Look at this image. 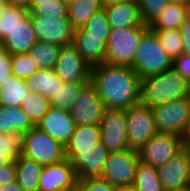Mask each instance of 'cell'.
<instances>
[{"mask_svg": "<svg viewBox=\"0 0 190 191\" xmlns=\"http://www.w3.org/2000/svg\"><path fill=\"white\" fill-rule=\"evenodd\" d=\"M90 83L106 109H128L140 103L141 79L128 66L100 64L91 67Z\"/></svg>", "mask_w": 190, "mask_h": 191, "instance_id": "cell-1", "label": "cell"}, {"mask_svg": "<svg viewBox=\"0 0 190 191\" xmlns=\"http://www.w3.org/2000/svg\"><path fill=\"white\" fill-rule=\"evenodd\" d=\"M190 96V84L173 67L141 80L140 103L154 108Z\"/></svg>", "mask_w": 190, "mask_h": 191, "instance_id": "cell-2", "label": "cell"}, {"mask_svg": "<svg viewBox=\"0 0 190 191\" xmlns=\"http://www.w3.org/2000/svg\"><path fill=\"white\" fill-rule=\"evenodd\" d=\"M173 67V59L161 46L156 33L149 28L140 40L131 68L141 80Z\"/></svg>", "mask_w": 190, "mask_h": 191, "instance_id": "cell-3", "label": "cell"}, {"mask_svg": "<svg viewBox=\"0 0 190 191\" xmlns=\"http://www.w3.org/2000/svg\"><path fill=\"white\" fill-rule=\"evenodd\" d=\"M147 29L146 24L143 27L111 29L107 41L105 63L131 67L142 35Z\"/></svg>", "mask_w": 190, "mask_h": 191, "instance_id": "cell-4", "label": "cell"}, {"mask_svg": "<svg viewBox=\"0 0 190 191\" xmlns=\"http://www.w3.org/2000/svg\"><path fill=\"white\" fill-rule=\"evenodd\" d=\"M157 133L181 138L190 132V96L152 108Z\"/></svg>", "mask_w": 190, "mask_h": 191, "instance_id": "cell-5", "label": "cell"}, {"mask_svg": "<svg viewBox=\"0 0 190 191\" xmlns=\"http://www.w3.org/2000/svg\"><path fill=\"white\" fill-rule=\"evenodd\" d=\"M23 157L43 166L66 159L65 146L34 126L23 134Z\"/></svg>", "mask_w": 190, "mask_h": 191, "instance_id": "cell-6", "label": "cell"}, {"mask_svg": "<svg viewBox=\"0 0 190 191\" xmlns=\"http://www.w3.org/2000/svg\"><path fill=\"white\" fill-rule=\"evenodd\" d=\"M139 162L137 150L110 152L100 178L115 188L132 187Z\"/></svg>", "mask_w": 190, "mask_h": 191, "instance_id": "cell-7", "label": "cell"}, {"mask_svg": "<svg viewBox=\"0 0 190 191\" xmlns=\"http://www.w3.org/2000/svg\"><path fill=\"white\" fill-rule=\"evenodd\" d=\"M183 150V138L156 133L138 150V154L142 163L158 168Z\"/></svg>", "mask_w": 190, "mask_h": 191, "instance_id": "cell-8", "label": "cell"}, {"mask_svg": "<svg viewBox=\"0 0 190 191\" xmlns=\"http://www.w3.org/2000/svg\"><path fill=\"white\" fill-rule=\"evenodd\" d=\"M129 149L139 150L156 133L153 110L141 103L126 109Z\"/></svg>", "mask_w": 190, "mask_h": 191, "instance_id": "cell-9", "label": "cell"}, {"mask_svg": "<svg viewBox=\"0 0 190 191\" xmlns=\"http://www.w3.org/2000/svg\"><path fill=\"white\" fill-rule=\"evenodd\" d=\"M30 18L38 41L61 47L73 44L74 29L67 16L30 15Z\"/></svg>", "mask_w": 190, "mask_h": 191, "instance_id": "cell-10", "label": "cell"}, {"mask_svg": "<svg viewBox=\"0 0 190 191\" xmlns=\"http://www.w3.org/2000/svg\"><path fill=\"white\" fill-rule=\"evenodd\" d=\"M101 142L109 152L127 149V118L124 109H106L100 121Z\"/></svg>", "mask_w": 190, "mask_h": 191, "instance_id": "cell-11", "label": "cell"}, {"mask_svg": "<svg viewBox=\"0 0 190 191\" xmlns=\"http://www.w3.org/2000/svg\"><path fill=\"white\" fill-rule=\"evenodd\" d=\"M109 154L110 152L100 141L90 148L74 152L68 161L74 167L77 180L100 178Z\"/></svg>", "mask_w": 190, "mask_h": 191, "instance_id": "cell-12", "label": "cell"}, {"mask_svg": "<svg viewBox=\"0 0 190 191\" xmlns=\"http://www.w3.org/2000/svg\"><path fill=\"white\" fill-rule=\"evenodd\" d=\"M106 107L89 82L80 92L70 114L76 126L100 125Z\"/></svg>", "mask_w": 190, "mask_h": 191, "instance_id": "cell-13", "label": "cell"}, {"mask_svg": "<svg viewBox=\"0 0 190 191\" xmlns=\"http://www.w3.org/2000/svg\"><path fill=\"white\" fill-rule=\"evenodd\" d=\"M158 178L165 191H177L190 183V158L183 150L174 158L157 168Z\"/></svg>", "mask_w": 190, "mask_h": 191, "instance_id": "cell-14", "label": "cell"}, {"mask_svg": "<svg viewBox=\"0 0 190 191\" xmlns=\"http://www.w3.org/2000/svg\"><path fill=\"white\" fill-rule=\"evenodd\" d=\"M54 71L63 82L90 81L91 67L73 45L61 48Z\"/></svg>", "mask_w": 190, "mask_h": 191, "instance_id": "cell-15", "label": "cell"}, {"mask_svg": "<svg viewBox=\"0 0 190 191\" xmlns=\"http://www.w3.org/2000/svg\"><path fill=\"white\" fill-rule=\"evenodd\" d=\"M74 167L65 159L43 167L38 191H68L77 186Z\"/></svg>", "mask_w": 190, "mask_h": 191, "instance_id": "cell-16", "label": "cell"}, {"mask_svg": "<svg viewBox=\"0 0 190 191\" xmlns=\"http://www.w3.org/2000/svg\"><path fill=\"white\" fill-rule=\"evenodd\" d=\"M35 126L64 146L69 142L76 127L70 111L52 106Z\"/></svg>", "mask_w": 190, "mask_h": 191, "instance_id": "cell-17", "label": "cell"}, {"mask_svg": "<svg viewBox=\"0 0 190 191\" xmlns=\"http://www.w3.org/2000/svg\"><path fill=\"white\" fill-rule=\"evenodd\" d=\"M108 37L87 36L83 28L74 30L73 46L90 65L104 64Z\"/></svg>", "mask_w": 190, "mask_h": 191, "instance_id": "cell-18", "label": "cell"}, {"mask_svg": "<svg viewBox=\"0 0 190 191\" xmlns=\"http://www.w3.org/2000/svg\"><path fill=\"white\" fill-rule=\"evenodd\" d=\"M103 8L107 14L111 29L143 27L145 25L142 22L136 0H127Z\"/></svg>", "mask_w": 190, "mask_h": 191, "instance_id": "cell-19", "label": "cell"}, {"mask_svg": "<svg viewBox=\"0 0 190 191\" xmlns=\"http://www.w3.org/2000/svg\"><path fill=\"white\" fill-rule=\"evenodd\" d=\"M38 41L33 29L30 15H28L12 32L3 40L4 49L10 54L28 53Z\"/></svg>", "mask_w": 190, "mask_h": 191, "instance_id": "cell-20", "label": "cell"}, {"mask_svg": "<svg viewBox=\"0 0 190 191\" xmlns=\"http://www.w3.org/2000/svg\"><path fill=\"white\" fill-rule=\"evenodd\" d=\"M188 10V4L168 3L148 25V28L150 30H181L186 22Z\"/></svg>", "mask_w": 190, "mask_h": 191, "instance_id": "cell-21", "label": "cell"}, {"mask_svg": "<svg viewBox=\"0 0 190 191\" xmlns=\"http://www.w3.org/2000/svg\"><path fill=\"white\" fill-rule=\"evenodd\" d=\"M35 125L27 114L19 107L0 106V134H25Z\"/></svg>", "mask_w": 190, "mask_h": 191, "instance_id": "cell-22", "label": "cell"}, {"mask_svg": "<svg viewBox=\"0 0 190 191\" xmlns=\"http://www.w3.org/2000/svg\"><path fill=\"white\" fill-rule=\"evenodd\" d=\"M26 82L31 92L39 93L49 101L64 83L54 69H39Z\"/></svg>", "mask_w": 190, "mask_h": 191, "instance_id": "cell-23", "label": "cell"}, {"mask_svg": "<svg viewBox=\"0 0 190 191\" xmlns=\"http://www.w3.org/2000/svg\"><path fill=\"white\" fill-rule=\"evenodd\" d=\"M30 93L27 82L11 74L0 84V106L19 107Z\"/></svg>", "mask_w": 190, "mask_h": 191, "instance_id": "cell-24", "label": "cell"}, {"mask_svg": "<svg viewBox=\"0 0 190 191\" xmlns=\"http://www.w3.org/2000/svg\"><path fill=\"white\" fill-rule=\"evenodd\" d=\"M100 141V125L76 126L69 142L65 145L66 159H68L74 152L79 151V149L90 148Z\"/></svg>", "mask_w": 190, "mask_h": 191, "instance_id": "cell-25", "label": "cell"}, {"mask_svg": "<svg viewBox=\"0 0 190 191\" xmlns=\"http://www.w3.org/2000/svg\"><path fill=\"white\" fill-rule=\"evenodd\" d=\"M43 167L22 155L16 159V181L24 191H38Z\"/></svg>", "mask_w": 190, "mask_h": 191, "instance_id": "cell-26", "label": "cell"}, {"mask_svg": "<svg viewBox=\"0 0 190 191\" xmlns=\"http://www.w3.org/2000/svg\"><path fill=\"white\" fill-rule=\"evenodd\" d=\"M103 9L101 0H74L67 9V17L74 30L83 28L88 20Z\"/></svg>", "mask_w": 190, "mask_h": 191, "instance_id": "cell-27", "label": "cell"}, {"mask_svg": "<svg viewBox=\"0 0 190 191\" xmlns=\"http://www.w3.org/2000/svg\"><path fill=\"white\" fill-rule=\"evenodd\" d=\"M61 48L62 47L57 44L37 41L28 53L36 62L40 70L54 69Z\"/></svg>", "mask_w": 190, "mask_h": 191, "instance_id": "cell-28", "label": "cell"}, {"mask_svg": "<svg viewBox=\"0 0 190 191\" xmlns=\"http://www.w3.org/2000/svg\"><path fill=\"white\" fill-rule=\"evenodd\" d=\"M89 82L90 81L64 82L63 85L59 87L56 95L50 100V105L55 108L70 111L76 98Z\"/></svg>", "mask_w": 190, "mask_h": 191, "instance_id": "cell-29", "label": "cell"}, {"mask_svg": "<svg viewBox=\"0 0 190 191\" xmlns=\"http://www.w3.org/2000/svg\"><path fill=\"white\" fill-rule=\"evenodd\" d=\"M132 187L136 191H165L158 178L157 168L141 161L138 164Z\"/></svg>", "mask_w": 190, "mask_h": 191, "instance_id": "cell-30", "label": "cell"}, {"mask_svg": "<svg viewBox=\"0 0 190 191\" xmlns=\"http://www.w3.org/2000/svg\"><path fill=\"white\" fill-rule=\"evenodd\" d=\"M23 152V134H0V167L16 160Z\"/></svg>", "mask_w": 190, "mask_h": 191, "instance_id": "cell-31", "label": "cell"}, {"mask_svg": "<svg viewBox=\"0 0 190 191\" xmlns=\"http://www.w3.org/2000/svg\"><path fill=\"white\" fill-rule=\"evenodd\" d=\"M51 107L50 101L39 93L31 92L24 99L21 108L29 119L36 125Z\"/></svg>", "mask_w": 190, "mask_h": 191, "instance_id": "cell-32", "label": "cell"}, {"mask_svg": "<svg viewBox=\"0 0 190 191\" xmlns=\"http://www.w3.org/2000/svg\"><path fill=\"white\" fill-rule=\"evenodd\" d=\"M28 15L29 11L23 7L7 5L0 15V39L4 40Z\"/></svg>", "mask_w": 190, "mask_h": 191, "instance_id": "cell-33", "label": "cell"}, {"mask_svg": "<svg viewBox=\"0 0 190 191\" xmlns=\"http://www.w3.org/2000/svg\"><path fill=\"white\" fill-rule=\"evenodd\" d=\"M156 33L161 46L172 58H177L183 53V39L181 30H152Z\"/></svg>", "mask_w": 190, "mask_h": 191, "instance_id": "cell-34", "label": "cell"}, {"mask_svg": "<svg viewBox=\"0 0 190 191\" xmlns=\"http://www.w3.org/2000/svg\"><path fill=\"white\" fill-rule=\"evenodd\" d=\"M12 74L27 81L39 68L29 53L11 55Z\"/></svg>", "mask_w": 190, "mask_h": 191, "instance_id": "cell-35", "label": "cell"}, {"mask_svg": "<svg viewBox=\"0 0 190 191\" xmlns=\"http://www.w3.org/2000/svg\"><path fill=\"white\" fill-rule=\"evenodd\" d=\"M68 7L60 0H51L45 2H30L29 15L39 16H67Z\"/></svg>", "mask_w": 190, "mask_h": 191, "instance_id": "cell-36", "label": "cell"}, {"mask_svg": "<svg viewBox=\"0 0 190 191\" xmlns=\"http://www.w3.org/2000/svg\"><path fill=\"white\" fill-rule=\"evenodd\" d=\"M83 29L87 32V36L108 37L111 27L105 9L96 12L83 26Z\"/></svg>", "mask_w": 190, "mask_h": 191, "instance_id": "cell-37", "label": "cell"}, {"mask_svg": "<svg viewBox=\"0 0 190 191\" xmlns=\"http://www.w3.org/2000/svg\"><path fill=\"white\" fill-rule=\"evenodd\" d=\"M142 22L149 25L167 6V0H136Z\"/></svg>", "mask_w": 190, "mask_h": 191, "instance_id": "cell-38", "label": "cell"}, {"mask_svg": "<svg viewBox=\"0 0 190 191\" xmlns=\"http://www.w3.org/2000/svg\"><path fill=\"white\" fill-rule=\"evenodd\" d=\"M77 187L81 191H116L113 185L101 178H89L77 181Z\"/></svg>", "mask_w": 190, "mask_h": 191, "instance_id": "cell-39", "label": "cell"}, {"mask_svg": "<svg viewBox=\"0 0 190 191\" xmlns=\"http://www.w3.org/2000/svg\"><path fill=\"white\" fill-rule=\"evenodd\" d=\"M173 68L190 84V55L182 53L173 59Z\"/></svg>", "mask_w": 190, "mask_h": 191, "instance_id": "cell-40", "label": "cell"}, {"mask_svg": "<svg viewBox=\"0 0 190 191\" xmlns=\"http://www.w3.org/2000/svg\"><path fill=\"white\" fill-rule=\"evenodd\" d=\"M16 181V160L0 167V187Z\"/></svg>", "mask_w": 190, "mask_h": 191, "instance_id": "cell-41", "label": "cell"}, {"mask_svg": "<svg viewBox=\"0 0 190 191\" xmlns=\"http://www.w3.org/2000/svg\"><path fill=\"white\" fill-rule=\"evenodd\" d=\"M11 74V55L3 49L0 52V84L8 79Z\"/></svg>", "mask_w": 190, "mask_h": 191, "instance_id": "cell-42", "label": "cell"}, {"mask_svg": "<svg viewBox=\"0 0 190 191\" xmlns=\"http://www.w3.org/2000/svg\"><path fill=\"white\" fill-rule=\"evenodd\" d=\"M183 39V53L190 55V24L187 22L181 27Z\"/></svg>", "mask_w": 190, "mask_h": 191, "instance_id": "cell-43", "label": "cell"}, {"mask_svg": "<svg viewBox=\"0 0 190 191\" xmlns=\"http://www.w3.org/2000/svg\"><path fill=\"white\" fill-rule=\"evenodd\" d=\"M0 191H24L17 181L10 182L0 188Z\"/></svg>", "mask_w": 190, "mask_h": 191, "instance_id": "cell-44", "label": "cell"}, {"mask_svg": "<svg viewBox=\"0 0 190 191\" xmlns=\"http://www.w3.org/2000/svg\"><path fill=\"white\" fill-rule=\"evenodd\" d=\"M30 2H31V0H7L8 5L23 7L26 10L29 9Z\"/></svg>", "mask_w": 190, "mask_h": 191, "instance_id": "cell-45", "label": "cell"}, {"mask_svg": "<svg viewBox=\"0 0 190 191\" xmlns=\"http://www.w3.org/2000/svg\"><path fill=\"white\" fill-rule=\"evenodd\" d=\"M124 1H127V0H101V4L103 7H108V6L115 5Z\"/></svg>", "mask_w": 190, "mask_h": 191, "instance_id": "cell-46", "label": "cell"}, {"mask_svg": "<svg viewBox=\"0 0 190 191\" xmlns=\"http://www.w3.org/2000/svg\"><path fill=\"white\" fill-rule=\"evenodd\" d=\"M184 150L188 153L190 158V132L184 138Z\"/></svg>", "mask_w": 190, "mask_h": 191, "instance_id": "cell-47", "label": "cell"}, {"mask_svg": "<svg viewBox=\"0 0 190 191\" xmlns=\"http://www.w3.org/2000/svg\"><path fill=\"white\" fill-rule=\"evenodd\" d=\"M168 3H180L190 5V0H167Z\"/></svg>", "mask_w": 190, "mask_h": 191, "instance_id": "cell-48", "label": "cell"}, {"mask_svg": "<svg viewBox=\"0 0 190 191\" xmlns=\"http://www.w3.org/2000/svg\"><path fill=\"white\" fill-rule=\"evenodd\" d=\"M7 0H0V15L1 13H4V10L7 6Z\"/></svg>", "mask_w": 190, "mask_h": 191, "instance_id": "cell-49", "label": "cell"}, {"mask_svg": "<svg viewBox=\"0 0 190 191\" xmlns=\"http://www.w3.org/2000/svg\"><path fill=\"white\" fill-rule=\"evenodd\" d=\"M116 191H136L133 187L117 188Z\"/></svg>", "mask_w": 190, "mask_h": 191, "instance_id": "cell-50", "label": "cell"}, {"mask_svg": "<svg viewBox=\"0 0 190 191\" xmlns=\"http://www.w3.org/2000/svg\"><path fill=\"white\" fill-rule=\"evenodd\" d=\"M60 1L68 7L74 0H60Z\"/></svg>", "mask_w": 190, "mask_h": 191, "instance_id": "cell-51", "label": "cell"}, {"mask_svg": "<svg viewBox=\"0 0 190 191\" xmlns=\"http://www.w3.org/2000/svg\"><path fill=\"white\" fill-rule=\"evenodd\" d=\"M186 22H187L188 24H190V5H189L188 13H187Z\"/></svg>", "mask_w": 190, "mask_h": 191, "instance_id": "cell-52", "label": "cell"}, {"mask_svg": "<svg viewBox=\"0 0 190 191\" xmlns=\"http://www.w3.org/2000/svg\"><path fill=\"white\" fill-rule=\"evenodd\" d=\"M4 49L3 40L0 39V52Z\"/></svg>", "mask_w": 190, "mask_h": 191, "instance_id": "cell-53", "label": "cell"}, {"mask_svg": "<svg viewBox=\"0 0 190 191\" xmlns=\"http://www.w3.org/2000/svg\"><path fill=\"white\" fill-rule=\"evenodd\" d=\"M45 1H51V0H31V2H45Z\"/></svg>", "mask_w": 190, "mask_h": 191, "instance_id": "cell-54", "label": "cell"}, {"mask_svg": "<svg viewBox=\"0 0 190 191\" xmlns=\"http://www.w3.org/2000/svg\"><path fill=\"white\" fill-rule=\"evenodd\" d=\"M68 191H81L77 186L74 189L68 190Z\"/></svg>", "mask_w": 190, "mask_h": 191, "instance_id": "cell-55", "label": "cell"}, {"mask_svg": "<svg viewBox=\"0 0 190 191\" xmlns=\"http://www.w3.org/2000/svg\"><path fill=\"white\" fill-rule=\"evenodd\" d=\"M177 191H189L188 188L182 189V190H177Z\"/></svg>", "mask_w": 190, "mask_h": 191, "instance_id": "cell-56", "label": "cell"}]
</instances>
